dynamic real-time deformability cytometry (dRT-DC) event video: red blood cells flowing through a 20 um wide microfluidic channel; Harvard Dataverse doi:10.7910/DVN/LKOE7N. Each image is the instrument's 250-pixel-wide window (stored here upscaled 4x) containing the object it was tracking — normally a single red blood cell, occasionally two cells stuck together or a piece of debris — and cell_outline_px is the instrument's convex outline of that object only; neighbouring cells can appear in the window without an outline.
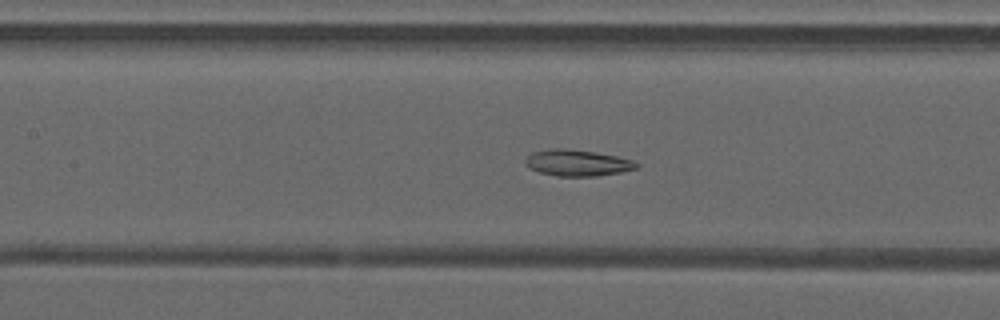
{"species": "common noctule bat (a hibernating species)", "species_latin": "Nyctalus noctula", "temperature_condition": "warm", "stored_images_in_passage": 49, "camera_frame_rate_fps": 3000, "um_per_image_px": 0.085, "animal": {"sex": "male", "forearm_length_mm": 52.5}, "frame": {"image": 1, "passage_image": 23, "time_ms": 7.333, "image_size_px": [1000, 320], "cell_outline_px": [[640, 164], [636, 168], [620, 172], [596, 176], [556, 176], [540, 172], [528, 168], [524, 164], [524, 160], [532, 152], [548, 148], [564, 148], [596, 152], [616, 156], [632, 160]], "centroid_in_image_um": [49.02, 13.83], "position_along_channel_um": 158.4, "area_um2": 17.11}}
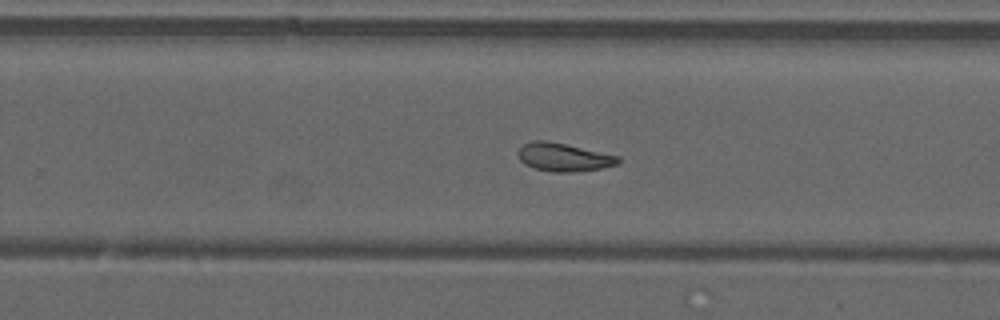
{"frame": {"image": 2, "passage_image": 32, "time_ms": 10.333, "image_size_px": [1000, 320], "cell_outline_px": [[620, 160], [616, 164], [604, 168], [572, 172], [552, 172], [532, 168], [524, 164], [520, 160], [516, 152], [524, 144], [532, 140], [544, 140], [564, 144], [620, 156]], "centroid_in_image_um": [47.87, 13.37], "position_along_channel_um": 281.9, "area_um2": 16.47}}
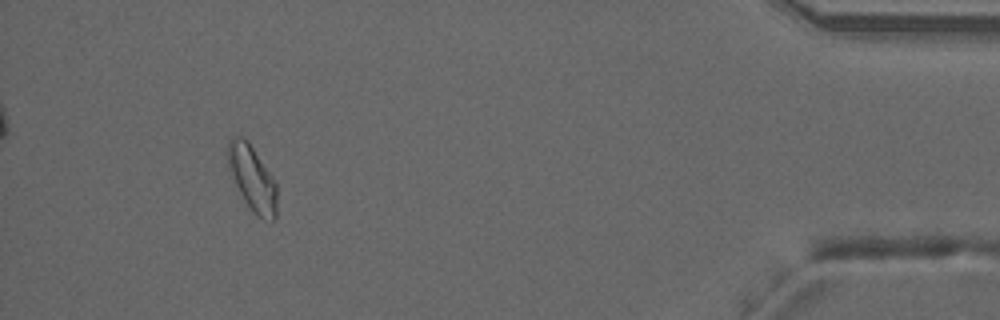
{"frame": {"image": 3, "passage_image": 46, "time_ms": 15.0, "image_size_px": [1000, 320], "cell_outline_px": [[276, 216], [272, 220], [264, 220], [256, 216], [252, 212], [244, 200], [228, 172], [224, 152], [228, 140], [236, 136], [244, 136], [248, 140], [276, 180]], "centroid_in_image_um": [21.39, 15.1], "position_along_channel_um": 413.8, "area_um2": 19.48}, "authors_computed_cell_mechanics": {"area_um2": 17.4556, "velocity_mm_per_s": 4.1505, "shape_relaxation_time_tau1_ms": null, "shape_relaxation_time_tau2_ms": 4.6309, "deformation_change_tau1": null, "deformation_change_tau2": 0.1321}}